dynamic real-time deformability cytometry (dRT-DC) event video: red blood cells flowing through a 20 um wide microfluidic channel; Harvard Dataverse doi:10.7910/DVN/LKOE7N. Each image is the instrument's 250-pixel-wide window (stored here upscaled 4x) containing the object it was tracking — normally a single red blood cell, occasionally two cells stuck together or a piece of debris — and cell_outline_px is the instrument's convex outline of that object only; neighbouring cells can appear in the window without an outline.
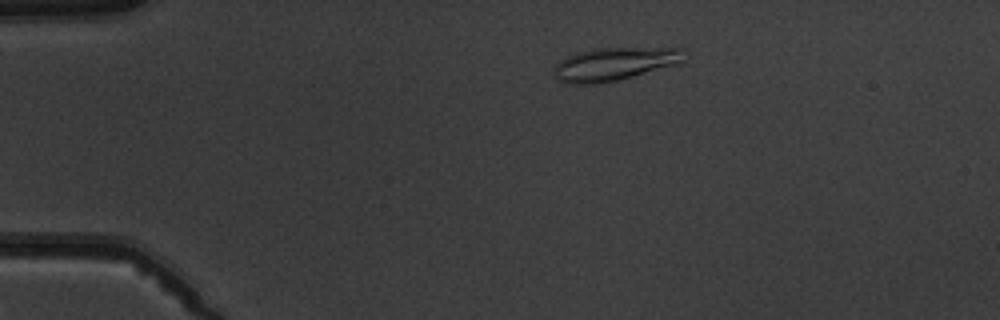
{"species": "common noctule bat (a hibernating species)", "species_latin": "Nyctalus noctula", "temperature_condition": "warm", "stored_images_in_passage": 5, "camera_frame_rate_fps": 3000, "um_per_image_px": 0.085, "animal": {"sex": "male", "body_mass_g": 19.5, "forearm_length_mm": 54.6}, "frame": {"image": 1, "passage_image": 3, "time_ms": 2.333, "image_size_px": [1000, 320], "cell_outline_px": [[684, 60], [680, 64], [616, 80], [592, 84], [568, 84], [556, 80], [552, 68], [564, 56], [576, 52], [596, 48], [684, 48]], "centroid_in_image_um": [52.18, 5.43], "position_along_channel_um": 32.8, "area_um2": 25.32}}